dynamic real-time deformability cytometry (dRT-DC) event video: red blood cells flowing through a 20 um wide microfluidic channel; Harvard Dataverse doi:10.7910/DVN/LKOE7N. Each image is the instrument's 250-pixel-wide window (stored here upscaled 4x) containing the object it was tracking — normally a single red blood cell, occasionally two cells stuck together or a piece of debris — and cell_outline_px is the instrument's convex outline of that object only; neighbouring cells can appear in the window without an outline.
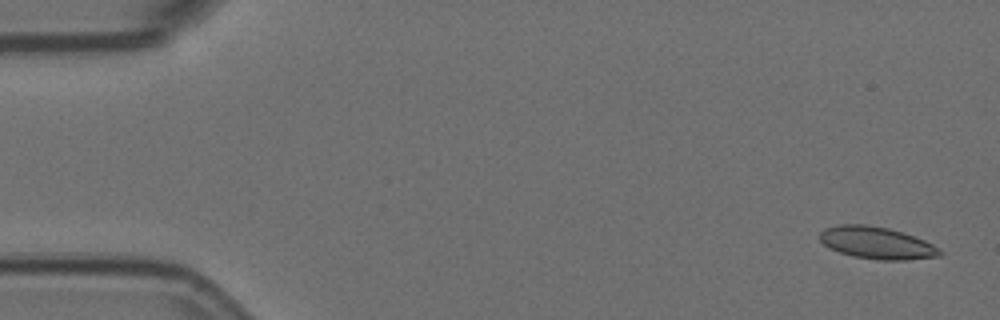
{"species": "Egyptian fruit bat (a non-hibernating species)", "species_latin": "Rousettus aegyptiacus", "temperature_condition": "room temperature", "stored_images_in_passage": 4, "camera_frame_rate_fps": 3000, "um_per_image_px": 0.085, "animal": {"sex": "female"}, "frame": {"image": 1, "passage_image": 1, "time_ms": 0.0, "image_size_px": [1000, 320], "cell_outline_px": [[944, 252], [940, 256], [908, 260], [880, 260], [852, 256], [840, 252], [824, 244], [820, 240], [820, 232], [824, 228], [840, 224], [864, 224], [888, 228], [904, 232], [924, 240], [940, 248]], "centroid_in_image_um": [74.56, 20.64], "position_along_channel_um": 10.4, "area_um2": 22.54}}